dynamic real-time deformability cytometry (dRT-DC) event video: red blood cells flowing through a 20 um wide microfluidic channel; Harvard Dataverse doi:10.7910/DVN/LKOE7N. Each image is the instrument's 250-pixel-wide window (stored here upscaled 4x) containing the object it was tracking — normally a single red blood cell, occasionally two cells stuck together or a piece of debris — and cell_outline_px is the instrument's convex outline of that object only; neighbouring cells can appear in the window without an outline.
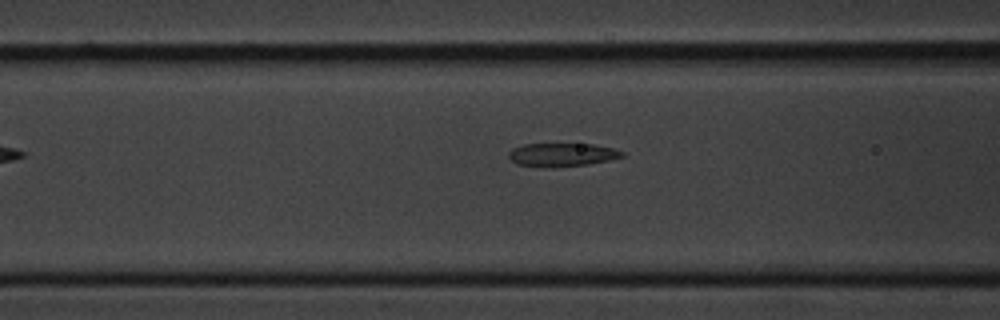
{"species": "common noctule bat (a hibernating species)", "species_latin": "Nyctalus noctula", "temperature_condition": "cold", "stored_images_in_passage": 8, "camera_frame_rate_fps": 3000, "um_per_image_px": 0.085, "animal": {"sex": "male", "body_mass_g": 20.1, "forearm_length_mm": 53.5}, "frame": {"image": 1, "passage_image": 8, "time_ms": 8.0, "image_size_px": [1000, 320], "cell_outline_px": [[624, 156], [608, 160], [588, 164], [552, 168], [544, 168], [516, 164], [508, 156], [508, 152], [512, 148], [524, 144], [592, 144], [612, 148], [624, 152]], "centroid_in_image_um": [47.72, 13.16], "position_along_channel_um": 118.9, "area_um2": 15.55}}